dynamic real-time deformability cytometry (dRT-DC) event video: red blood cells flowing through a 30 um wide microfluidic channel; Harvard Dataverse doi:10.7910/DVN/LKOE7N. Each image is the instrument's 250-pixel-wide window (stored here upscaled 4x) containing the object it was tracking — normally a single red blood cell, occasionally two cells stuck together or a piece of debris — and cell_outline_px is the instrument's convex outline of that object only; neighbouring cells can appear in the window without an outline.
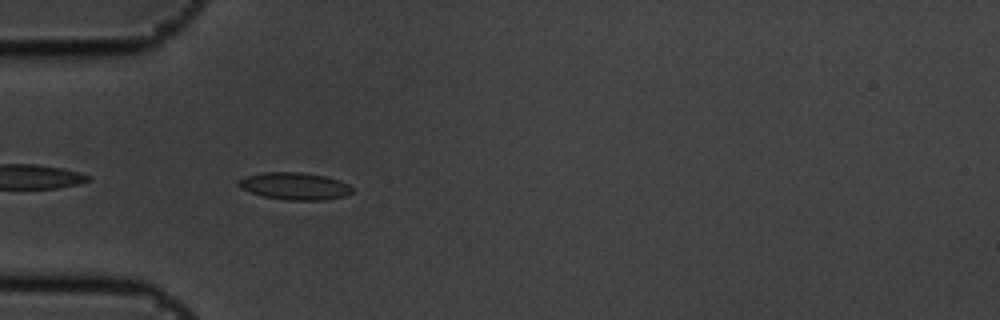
{"species": "common noctule bat (a hibernating species)", "species_latin": "Nyctalus noctula", "temperature_condition": "cold", "stored_images_in_passage": 34, "camera_frame_rate_fps": 3000, "um_per_image_px": 0.085, "animal": {"sex": "male", "body_mass_g": 19.5, "forearm_length_mm": 54.6}, "frame": {"image": 1, "passage_image": 3, "time_ms": 0.667, "image_size_px": [1000, 320], "cell_outline_px": [[352, 192], [344, 196], [324, 200], [284, 200], [264, 196], [240, 188], [236, 184], [236, 180], [248, 176], [264, 172], [304, 172], [328, 176], [340, 180], [348, 184], [352, 188]], "centroid_in_image_um": [25.06, 15.81], "position_along_channel_um": 59.9, "area_um2": 18.15}}
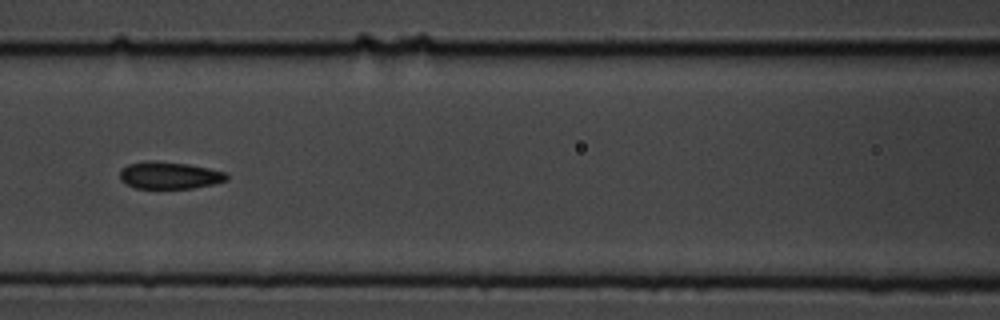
{"frame": {"image": 2, "passage_image": 11, "time_ms": 3.333, "image_size_px": [1000, 320], "cell_outline_px": [[228, 180], [212, 184], [192, 188], [136, 188], [124, 184], [120, 180], [120, 168], [128, 164], [152, 160], [188, 164], [208, 168], [224, 172], [228, 176]], "centroid_in_image_um": [14.35, 14.9], "position_along_channel_um": 152.2, "area_um2": 16.88}}
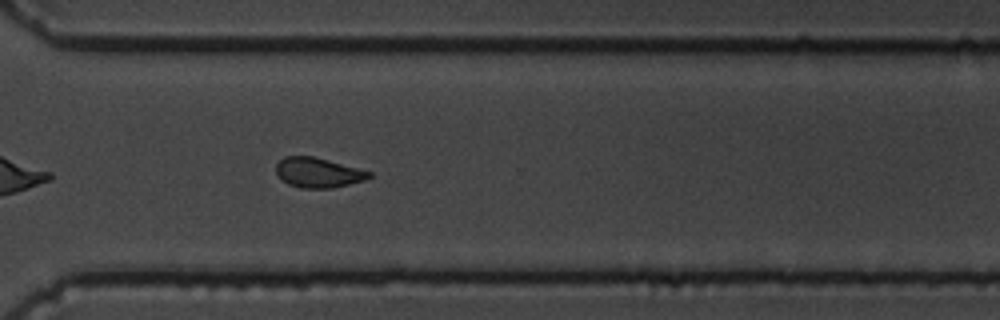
{"frame": {"image": 3, "passage_image": 27, "time_ms": 8.667, "image_size_px": [1000, 320], "cell_outline_px": [[372, 176], [364, 180], [332, 188], [300, 188], [288, 184], [280, 180], [276, 172], [276, 164], [284, 156], [312, 156], [328, 160], [372, 172]], "centroid_in_image_um": [27.0, 14.68], "position_along_channel_um": 343.6, "area_um2": 16.18}, "authors_computed_cell_mechanics": {"area_um2": 16.8776, "velocity_mm_per_s": 3.5941, "shape_relaxation_time_tau1_ms": 8.4168, "shape_relaxation_time_tau2_ms": 2.7044, "deformation_change_tau1": 0.1385, "deformation_change_tau2": 0.072}}